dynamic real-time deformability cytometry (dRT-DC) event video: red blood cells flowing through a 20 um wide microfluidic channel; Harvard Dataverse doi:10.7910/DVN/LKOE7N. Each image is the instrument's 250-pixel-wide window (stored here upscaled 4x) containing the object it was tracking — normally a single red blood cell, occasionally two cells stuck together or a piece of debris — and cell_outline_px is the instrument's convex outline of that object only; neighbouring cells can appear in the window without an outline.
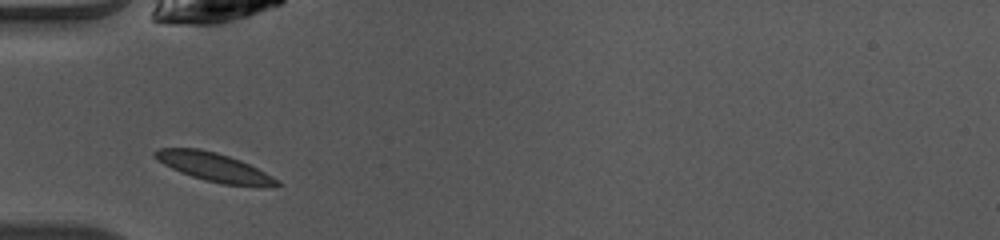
{"species": "common noctule bat (a hibernating species)", "species_latin": "Nyctalus noctula", "temperature_condition": "warm", "stored_images_in_passage": 34, "camera_frame_rate_fps": 3000, "um_per_image_px": 0.085, "animal": {"sex": "female", "body_mass_g": 10.0, "forearm_length_mm": 53.1}, "frame": {"image": 1, "passage_image": 1, "time_ms": 0.0, "image_size_px": [1000, 240], "cell_outline_px": [[280, 184], [276, 188], [260, 188], [224, 184], [204, 180], [180, 172], [164, 164], [152, 156], [152, 152], [160, 148], [200, 148], [216, 152], [240, 160], [280, 180]], "centroid_in_image_um": [18.26, 14.24], "position_along_channel_um": 66.7, "area_um2": 20.63}}
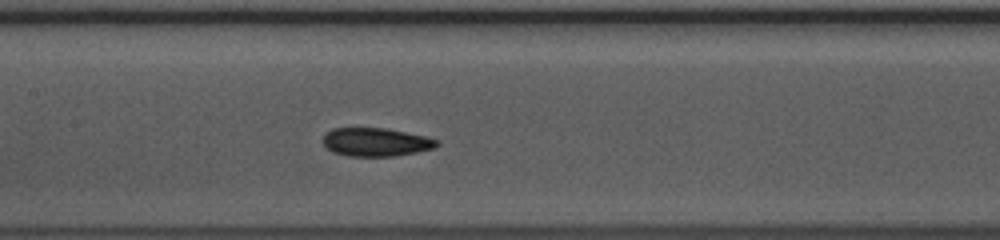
{"frame": {"image": 2, "passage_image": 9, "time_ms": 2.667, "image_size_px": [1000, 240], "cell_outline_px": [[440, 144], [436, 148], [396, 156], [348, 156], [332, 152], [320, 140], [332, 128], [388, 128], [424, 136], [440, 140]], "centroid_in_image_um": [31.97, 12.08], "position_along_channel_um": 175.4, "area_um2": 19.02}}
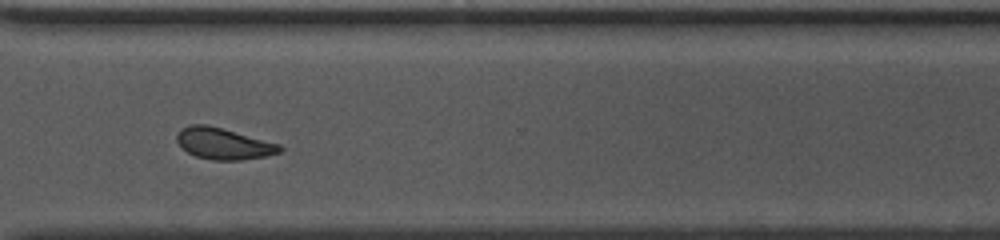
{"frame": {"image": 3, "passage_image": 22, "time_ms": 7.0, "image_size_px": [1000, 240], "cell_outline_px": [[284, 148], [280, 152], [268, 156], [240, 160], [212, 160], [196, 156], [180, 148], [176, 140], [176, 136], [180, 128], [192, 124], [204, 124], [220, 128], [280, 144]], "centroid_in_image_um": [18.97, 12.22], "position_along_channel_um": 351.6, "area_um2": 18.79}, "authors_computed_cell_mechanics": {"area_um2": 18.9873, "velocity_mm_per_s": 4.0729, "shape_relaxation_time_tau1_ms": 3.9831, "shape_relaxation_time_tau2_ms": 3.7785, "deformation_change_tau1": 0.1213, "deformation_change_tau2": 0.0518}}